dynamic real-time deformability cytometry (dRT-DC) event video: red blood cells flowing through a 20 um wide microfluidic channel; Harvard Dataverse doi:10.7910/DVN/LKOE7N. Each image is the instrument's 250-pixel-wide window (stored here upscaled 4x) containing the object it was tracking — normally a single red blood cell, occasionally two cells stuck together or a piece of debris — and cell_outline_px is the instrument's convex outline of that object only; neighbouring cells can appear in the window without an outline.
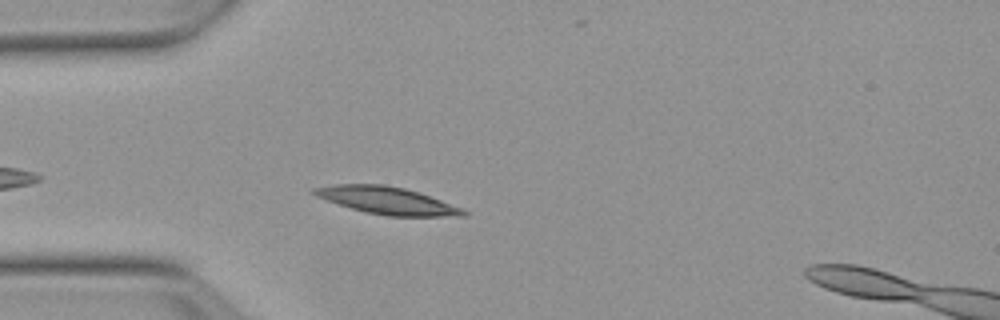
{"species": "Egyptian fruit bat (a non-hibernating species)", "species_latin": "Rousettus aegyptiacus", "temperature_condition": "warm", "stored_images_in_passage": 30, "camera_frame_rate_fps": 3000, "um_per_image_px": 0.085, "animal": {"sex": "female"}, "frame": {"image": 1, "passage_image": 4, "time_ms": 1.0, "image_size_px": [1000, 320], "cell_outline_px": [[468, 216], [388, 216], [364, 212], [316, 196], [308, 192], [312, 188], [336, 184], [384, 184], [404, 188], [464, 208], [468, 212]], "centroid_in_image_um": [32.9, 17.04], "position_along_channel_um": 52.1, "area_um2": 23.58}}
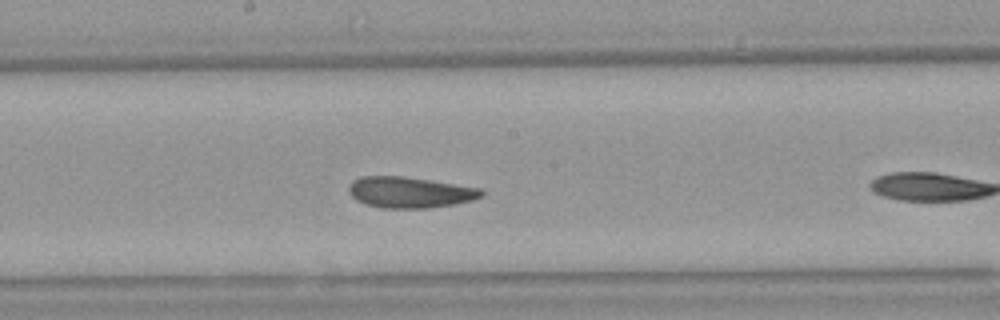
{"frame": {"image": 2, "passage_image": 14, "time_ms": 4.333, "image_size_px": [1000, 320], "cell_outline_px": [[484, 196], [472, 200], [452, 204], [428, 208], [380, 208], [356, 200], [348, 192], [348, 184], [352, 180], [360, 176], [404, 176], [480, 188], [484, 192]], "centroid_in_image_um": [34.79, 16.34], "position_along_channel_um": 213.4, "area_um2": 23.99}}
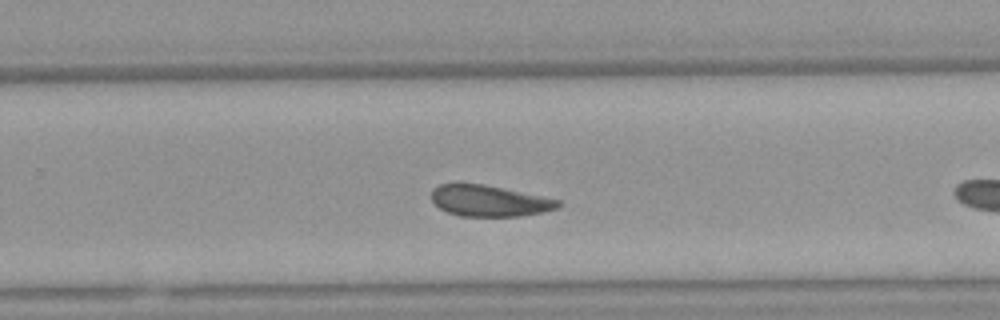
{"frame": {"image": 3, "passage_image": 20, "time_ms": 6.333, "image_size_px": [1000, 320], "cell_outline_px": [[564, 204], [556, 208], [544, 212], [520, 216], [460, 216], [448, 212], [440, 208], [432, 200], [432, 188], [440, 184], [456, 180], [484, 184], [560, 200]], "centroid_in_image_um": [41.54, 17.03], "position_along_channel_um": 288.3, "area_um2": 23.47}, "authors_computed_cell_mechanics": {"area_um2": 23.2067, "velocity_mm_per_s": 3.781, "shape_relaxation_time_tau1_ms": 2.6849, "shape_relaxation_time_tau2_ms": 2.8351, "deformation_change_tau1": 0.1033, "deformation_change_tau2": 0.1158}}